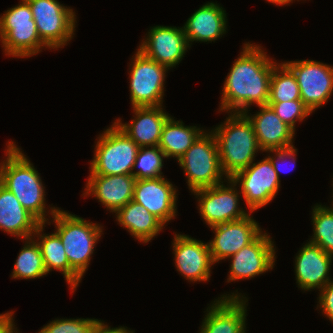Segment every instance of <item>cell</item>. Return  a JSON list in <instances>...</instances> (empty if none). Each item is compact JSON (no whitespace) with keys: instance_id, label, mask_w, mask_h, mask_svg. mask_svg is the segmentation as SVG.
Returning <instances> with one entry per match:
<instances>
[{"instance_id":"14","label":"cell","mask_w":333,"mask_h":333,"mask_svg":"<svg viewBox=\"0 0 333 333\" xmlns=\"http://www.w3.org/2000/svg\"><path fill=\"white\" fill-rule=\"evenodd\" d=\"M267 232H262L252 243L231 256L227 282L251 279L273 269L276 247Z\"/></svg>"},{"instance_id":"8","label":"cell","mask_w":333,"mask_h":333,"mask_svg":"<svg viewBox=\"0 0 333 333\" xmlns=\"http://www.w3.org/2000/svg\"><path fill=\"white\" fill-rule=\"evenodd\" d=\"M31 9L41 41L50 49L64 47L74 37L77 20L73 8L58 0H25Z\"/></svg>"},{"instance_id":"19","label":"cell","mask_w":333,"mask_h":333,"mask_svg":"<svg viewBox=\"0 0 333 333\" xmlns=\"http://www.w3.org/2000/svg\"><path fill=\"white\" fill-rule=\"evenodd\" d=\"M333 256L320 246L307 242L295 256V278L298 288L305 291H320L331 281L330 270Z\"/></svg>"},{"instance_id":"13","label":"cell","mask_w":333,"mask_h":333,"mask_svg":"<svg viewBox=\"0 0 333 333\" xmlns=\"http://www.w3.org/2000/svg\"><path fill=\"white\" fill-rule=\"evenodd\" d=\"M247 302L238 290L221 295L208 304L199 333H246Z\"/></svg>"},{"instance_id":"22","label":"cell","mask_w":333,"mask_h":333,"mask_svg":"<svg viewBox=\"0 0 333 333\" xmlns=\"http://www.w3.org/2000/svg\"><path fill=\"white\" fill-rule=\"evenodd\" d=\"M162 106L133 107L135 115L129 123L118 118L114 123L130 137L140 148L158 146L162 128L171 116Z\"/></svg>"},{"instance_id":"21","label":"cell","mask_w":333,"mask_h":333,"mask_svg":"<svg viewBox=\"0 0 333 333\" xmlns=\"http://www.w3.org/2000/svg\"><path fill=\"white\" fill-rule=\"evenodd\" d=\"M260 110L249 115V110L244 114L253 125L257 142L262 152L286 149L294 146L295 131L283 122L268 105L257 106ZM293 141V142H292Z\"/></svg>"},{"instance_id":"16","label":"cell","mask_w":333,"mask_h":333,"mask_svg":"<svg viewBox=\"0 0 333 333\" xmlns=\"http://www.w3.org/2000/svg\"><path fill=\"white\" fill-rule=\"evenodd\" d=\"M173 253L177 271L188 282H206L210 280L214 263L208 243L196 240L185 234L174 235Z\"/></svg>"},{"instance_id":"15","label":"cell","mask_w":333,"mask_h":333,"mask_svg":"<svg viewBox=\"0 0 333 333\" xmlns=\"http://www.w3.org/2000/svg\"><path fill=\"white\" fill-rule=\"evenodd\" d=\"M150 28L137 49L169 69L179 65L190 48L183 28L163 25Z\"/></svg>"},{"instance_id":"23","label":"cell","mask_w":333,"mask_h":333,"mask_svg":"<svg viewBox=\"0 0 333 333\" xmlns=\"http://www.w3.org/2000/svg\"><path fill=\"white\" fill-rule=\"evenodd\" d=\"M219 3L207 2L197 9L184 24L183 31L191 47L195 42H215L226 34L227 15Z\"/></svg>"},{"instance_id":"37","label":"cell","mask_w":333,"mask_h":333,"mask_svg":"<svg viewBox=\"0 0 333 333\" xmlns=\"http://www.w3.org/2000/svg\"><path fill=\"white\" fill-rule=\"evenodd\" d=\"M135 331L128 329L127 327H115L111 328V326H108L105 324L103 320H100L97 325L94 327L92 333H134Z\"/></svg>"},{"instance_id":"7","label":"cell","mask_w":333,"mask_h":333,"mask_svg":"<svg viewBox=\"0 0 333 333\" xmlns=\"http://www.w3.org/2000/svg\"><path fill=\"white\" fill-rule=\"evenodd\" d=\"M95 141L90 175H132L139 146L114 122Z\"/></svg>"},{"instance_id":"32","label":"cell","mask_w":333,"mask_h":333,"mask_svg":"<svg viewBox=\"0 0 333 333\" xmlns=\"http://www.w3.org/2000/svg\"><path fill=\"white\" fill-rule=\"evenodd\" d=\"M100 320L94 318H56L37 333H92Z\"/></svg>"},{"instance_id":"35","label":"cell","mask_w":333,"mask_h":333,"mask_svg":"<svg viewBox=\"0 0 333 333\" xmlns=\"http://www.w3.org/2000/svg\"><path fill=\"white\" fill-rule=\"evenodd\" d=\"M317 298V307L322 310L321 313L333 324V279L328 282L320 291Z\"/></svg>"},{"instance_id":"11","label":"cell","mask_w":333,"mask_h":333,"mask_svg":"<svg viewBox=\"0 0 333 333\" xmlns=\"http://www.w3.org/2000/svg\"><path fill=\"white\" fill-rule=\"evenodd\" d=\"M231 179L241 190V197L250 213L269 204L276 197L281 185V179L268 157L256 163L252 162Z\"/></svg>"},{"instance_id":"34","label":"cell","mask_w":333,"mask_h":333,"mask_svg":"<svg viewBox=\"0 0 333 333\" xmlns=\"http://www.w3.org/2000/svg\"><path fill=\"white\" fill-rule=\"evenodd\" d=\"M266 152L269 153L267 155V157L271 160L272 165L274 167V170L276 171L279 179H280L279 172H281V171L284 172V170L282 169L283 167L281 168V165H283L285 162L287 163L288 161H290L288 163H290L292 167H293V165H296L295 164L296 163L295 162L296 161L295 156H296L298 151L294 146L286 148V149L271 150V151H266ZM270 153L271 154L273 153V154L270 155ZM287 167H288V165H287ZM292 169H294V167ZM292 169H290L289 171H291Z\"/></svg>"},{"instance_id":"1","label":"cell","mask_w":333,"mask_h":333,"mask_svg":"<svg viewBox=\"0 0 333 333\" xmlns=\"http://www.w3.org/2000/svg\"><path fill=\"white\" fill-rule=\"evenodd\" d=\"M267 55L260 45L243 44L224 81L219 112L244 113L251 105H267L270 79L277 64Z\"/></svg>"},{"instance_id":"12","label":"cell","mask_w":333,"mask_h":333,"mask_svg":"<svg viewBox=\"0 0 333 333\" xmlns=\"http://www.w3.org/2000/svg\"><path fill=\"white\" fill-rule=\"evenodd\" d=\"M283 63L293 72L301 100L311 113L328 102L333 94V66L309 59Z\"/></svg>"},{"instance_id":"33","label":"cell","mask_w":333,"mask_h":333,"mask_svg":"<svg viewBox=\"0 0 333 333\" xmlns=\"http://www.w3.org/2000/svg\"><path fill=\"white\" fill-rule=\"evenodd\" d=\"M276 115L294 131H296L297 121L301 122L309 115L311 111L304 105L301 99L286 102H268Z\"/></svg>"},{"instance_id":"29","label":"cell","mask_w":333,"mask_h":333,"mask_svg":"<svg viewBox=\"0 0 333 333\" xmlns=\"http://www.w3.org/2000/svg\"><path fill=\"white\" fill-rule=\"evenodd\" d=\"M297 99H301V96L293 72L283 62L277 63L270 79L268 102H286Z\"/></svg>"},{"instance_id":"9","label":"cell","mask_w":333,"mask_h":333,"mask_svg":"<svg viewBox=\"0 0 333 333\" xmlns=\"http://www.w3.org/2000/svg\"><path fill=\"white\" fill-rule=\"evenodd\" d=\"M136 50L129 65L132 108L162 106L166 73L170 69Z\"/></svg>"},{"instance_id":"2","label":"cell","mask_w":333,"mask_h":333,"mask_svg":"<svg viewBox=\"0 0 333 333\" xmlns=\"http://www.w3.org/2000/svg\"><path fill=\"white\" fill-rule=\"evenodd\" d=\"M6 146L5 159L0 162V183L40 223L50 225L49 218L55 215L59 207L53 206L47 211L45 186L40 174L14 141H8ZM47 213L51 215L49 218L46 217Z\"/></svg>"},{"instance_id":"5","label":"cell","mask_w":333,"mask_h":333,"mask_svg":"<svg viewBox=\"0 0 333 333\" xmlns=\"http://www.w3.org/2000/svg\"><path fill=\"white\" fill-rule=\"evenodd\" d=\"M0 41L7 56L27 58L48 47L41 41L29 4L25 0L0 16Z\"/></svg>"},{"instance_id":"27","label":"cell","mask_w":333,"mask_h":333,"mask_svg":"<svg viewBox=\"0 0 333 333\" xmlns=\"http://www.w3.org/2000/svg\"><path fill=\"white\" fill-rule=\"evenodd\" d=\"M204 131L197 126H185L182 120L176 121L170 116L162 128L158 147L167 159L178 160Z\"/></svg>"},{"instance_id":"38","label":"cell","mask_w":333,"mask_h":333,"mask_svg":"<svg viewBox=\"0 0 333 333\" xmlns=\"http://www.w3.org/2000/svg\"><path fill=\"white\" fill-rule=\"evenodd\" d=\"M266 1H268L269 3H272L274 5L275 4L278 6L281 5V7H282V5L284 6V5H289L290 3H293L294 0H266Z\"/></svg>"},{"instance_id":"26","label":"cell","mask_w":333,"mask_h":333,"mask_svg":"<svg viewBox=\"0 0 333 333\" xmlns=\"http://www.w3.org/2000/svg\"><path fill=\"white\" fill-rule=\"evenodd\" d=\"M115 215L116 221L121 227L125 228L139 242L145 244L151 242L165 226L144 206L134 200L120 208Z\"/></svg>"},{"instance_id":"31","label":"cell","mask_w":333,"mask_h":333,"mask_svg":"<svg viewBox=\"0 0 333 333\" xmlns=\"http://www.w3.org/2000/svg\"><path fill=\"white\" fill-rule=\"evenodd\" d=\"M164 159H166L165 154L158 146L139 148L132 168V176H134L136 180L153 179L164 176L161 171L164 166ZM137 167L139 169L135 171L134 169Z\"/></svg>"},{"instance_id":"24","label":"cell","mask_w":333,"mask_h":333,"mask_svg":"<svg viewBox=\"0 0 333 333\" xmlns=\"http://www.w3.org/2000/svg\"><path fill=\"white\" fill-rule=\"evenodd\" d=\"M40 224L15 195L0 183V230L24 241L32 238Z\"/></svg>"},{"instance_id":"25","label":"cell","mask_w":333,"mask_h":333,"mask_svg":"<svg viewBox=\"0 0 333 333\" xmlns=\"http://www.w3.org/2000/svg\"><path fill=\"white\" fill-rule=\"evenodd\" d=\"M45 226V224L41 223L32 235V238L39 245L47 273L53 270L61 272L64 275L63 278L70 285L71 293H73L76 291L82 277L70 266L60 237L55 232L51 234L44 233Z\"/></svg>"},{"instance_id":"28","label":"cell","mask_w":333,"mask_h":333,"mask_svg":"<svg viewBox=\"0 0 333 333\" xmlns=\"http://www.w3.org/2000/svg\"><path fill=\"white\" fill-rule=\"evenodd\" d=\"M24 247L14 263L11 277L13 279H36L46 276L39 245L33 238L25 239Z\"/></svg>"},{"instance_id":"17","label":"cell","mask_w":333,"mask_h":333,"mask_svg":"<svg viewBox=\"0 0 333 333\" xmlns=\"http://www.w3.org/2000/svg\"><path fill=\"white\" fill-rule=\"evenodd\" d=\"M210 227L214 238L209 240V248L212 262L230 258L241 248L252 243L263 231L252 216Z\"/></svg>"},{"instance_id":"30","label":"cell","mask_w":333,"mask_h":333,"mask_svg":"<svg viewBox=\"0 0 333 333\" xmlns=\"http://www.w3.org/2000/svg\"><path fill=\"white\" fill-rule=\"evenodd\" d=\"M311 218L314 233L308 242L333 256V207L316 204L312 207Z\"/></svg>"},{"instance_id":"18","label":"cell","mask_w":333,"mask_h":333,"mask_svg":"<svg viewBox=\"0 0 333 333\" xmlns=\"http://www.w3.org/2000/svg\"><path fill=\"white\" fill-rule=\"evenodd\" d=\"M177 196L175 186L164 176L135 181L133 200L144 206L164 225L176 217Z\"/></svg>"},{"instance_id":"4","label":"cell","mask_w":333,"mask_h":333,"mask_svg":"<svg viewBox=\"0 0 333 333\" xmlns=\"http://www.w3.org/2000/svg\"><path fill=\"white\" fill-rule=\"evenodd\" d=\"M59 208L50 219L61 239L70 266L83 278L94 248L103 234V226Z\"/></svg>"},{"instance_id":"36","label":"cell","mask_w":333,"mask_h":333,"mask_svg":"<svg viewBox=\"0 0 333 333\" xmlns=\"http://www.w3.org/2000/svg\"><path fill=\"white\" fill-rule=\"evenodd\" d=\"M13 315L14 311L12 312V310L0 314V333H16L18 331L17 327H15Z\"/></svg>"},{"instance_id":"6","label":"cell","mask_w":333,"mask_h":333,"mask_svg":"<svg viewBox=\"0 0 333 333\" xmlns=\"http://www.w3.org/2000/svg\"><path fill=\"white\" fill-rule=\"evenodd\" d=\"M177 161L191 192L228 180L221 168L215 136L209 130H205Z\"/></svg>"},{"instance_id":"3","label":"cell","mask_w":333,"mask_h":333,"mask_svg":"<svg viewBox=\"0 0 333 333\" xmlns=\"http://www.w3.org/2000/svg\"><path fill=\"white\" fill-rule=\"evenodd\" d=\"M223 122L211 132L217 142L221 168L228 179L247 168L262 150L253 125L244 113L228 112Z\"/></svg>"},{"instance_id":"10","label":"cell","mask_w":333,"mask_h":333,"mask_svg":"<svg viewBox=\"0 0 333 333\" xmlns=\"http://www.w3.org/2000/svg\"><path fill=\"white\" fill-rule=\"evenodd\" d=\"M209 188L193 191V195L198 199L199 214L203 221L210 227L227 222L237 221L250 214L240 207V190L231 178ZM240 194V195H239ZM248 212V213H247Z\"/></svg>"},{"instance_id":"20","label":"cell","mask_w":333,"mask_h":333,"mask_svg":"<svg viewBox=\"0 0 333 333\" xmlns=\"http://www.w3.org/2000/svg\"><path fill=\"white\" fill-rule=\"evenodd\" d=\"M136 178L132 175H89L83 197L94 196L110 213L133 200Z\"/></svg>"}]
</instances>
